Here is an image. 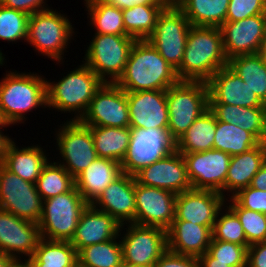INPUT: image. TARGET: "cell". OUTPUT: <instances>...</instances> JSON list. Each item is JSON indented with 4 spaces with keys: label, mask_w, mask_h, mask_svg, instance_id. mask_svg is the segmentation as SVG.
I'll return each instance as SVG.
<instances>
[{
    "label": "cell",
    "mask_w": 266,
    "mask_h": 267,
    "mask_svg": "<svg viewBox=\"0 0 266 267\" xmlns=\"http://www.w3.org/2000/svg\"><path fill=\"white\" fill-rule=\"evenodd\" d=\"M227 65L220 28L191 26L183 60L175 70L178 80L207 82Z\"/></svg>",
    "instance_id": "6da1fadb"
},
{
    "label": "cell",
    "mask_w": 266,
    "mask_h": 267,
    "mask_svg": "<svg viewBox=\"0 0 266 267\" xmlns=\"http://www.w3.org/2000/svg\"><path fill=\"white\" fill-rule=\"evenodd\" d=\"M178 81L175 69L147 40H136L115 83L126 92H137L167 90Z\"/></svg>",
    "instance_id": "7a4b0ae2"
},
{
    "label": "cell",
    "mask_w": 266,
    "mask_h": 267,
    "mask_svg": "<svg viewBox=\"0 0 266 267\" xmlns=\"http://www.w3.org/2000/svg\"><path fill=\"white\" fill-rule=\"evenodd\" d=\"M59 80L46 78L47 110L69 113L67 121H80L96 91L104 83L83 61Z\"/></svg>",
    "instance_id": "3957f363"
},
{
    "label": "cell",
    "mask_w": 266,
    "mask_h": 267,
    "mask_svg": "<svg viewBox=\"0 0 266 267\" xmlns=\"http://www.w3.org/2000/svg\"><path fill=\"white\" fill-rule=\"evenodd\" d=\"M5 72L0 80V109L12 126L25 124L29 112L47 108L46 77L14 69Z\"/></svg>",
    "instance_id": "277c9868"
},
{
    "label": "cell",
    "mask_w": 266,
    "mask_h": 267,
    "mask_svg": "<svg viewBox=\"0 0 266 267\" xmlns=\"http://www.w3.org/2000/svg\"><path fill=\"white\" fill-rule=\"evenodd\" d=\"M65 13L53 9L32 14L28 20L26 43L38 54L64 65V55L77 36L74 24ZM76 35V36H74ZM70 44V45H69Z\"/></svg>",
    "instance_id": "5b68a950"
},
{
    "label": "cell",
    "mask_w": 266,
    "mask_h": 267,
    "mask_svg": "<svg viewBox=\"0 0 266 267\" xmlns=\"http://www.w3.org/2000/svg\"><path fill=\"white\" fill-rule=\"evenodd\" d=\"M168 132L176 142L193 122L209 109V90L204 81H178L166 90Z\"/></svg>",
    "instance_id": "8992f818"
},
{
    "label": "cell",
    "mask_w": 266,
    "mask_h": 267,
    "mask_svg": "<svg viewBox=\"0 0 266 267\" xmlns=\"http://www.w3.org/2000/svg\"><path fill=\"white\" fill-rule=\"evenodd\" d=\"M89 41L83 62L103 82L115 83L123 74L136 39L129 35L94 33Z\"/></svg>",
    "instance_id": "52a82bcc"
},
{
    "label": "cell",
    "mask_w": 266,
    "mask_h": 267,
    "mask_svg": "<svg viewBox=\"0 0 266 267\" xmlns=\"http://www.w3.org/2000/svg\"><path fill=\"white\" fill-rule=\"evenodd\" d=\"M87 205L76 186L66 193L43 200L42 216L38 223L41 238L70 241Z\"/></svg>",
    "instance_id": "ba28073f"
},
{
    "label": "cell",
    "mask_w": 266,
    "mask_h": 267,
    "mask_svg": "<svg viewBox=\"0 0 266 267\" xmlns=\"http://www.w3.org/2000/svg\"><path fill=\"white\" fill-rule=\"evenodd\" d=\"M55 126V133L51 131L56 140L53 144H56V155H60L55 161L75 178L98 158L91 129L80 121L66 120Z\"/></svg>",
    "instance_id": "9c48e42d"
},
{
    "label": "cell",
    "mask_w": 266,
    "mask_h": 267,
    "mask_svg": "<svg viewBox=\"0 0 266 267\" xmlns=\"http://www.w3.org/2000/svg\"><path fill=\"white\" fill-rule=\"evenodd\" d=\"M191 26L182 10L171 1L160 13L154 31L146 40L176 70L183 60Z\"/></svg>",
    "instance_id": "30bf717a"
},
{
    "label": "cell",
    "mask_w": 266,
    "mask_h": 267,
    "mask_svg": "<svg viewBox=\"0 0 266 267\" xmlns=\"http://www.w3.org/2000/svg\"><path fill=\"white\" fill-rule=\"evenodd\" d=\"M119 237L123 262L131 265L153 266L167 251V230L160 227L128 223Z\"/></svg>",
    "instance_id": "8fae6325"
},
{
    "label": "cell",
    "mask_w": 266,
    "mask_h": 267,
    "mask_svg": "<svg viewBox=\"0 0 266 267\" xmlns=\"http://www.w3.org/2000/svg\"><path fill=\"white\" fill-rule=\"evenodd\" d=\"M175 149L176 142L168 129H132L127 153L120 163L122 171L134 176Z\"/></svg>",
    "instance_id": "7c38bea8"
},
{
    "label": "cell",
    "mask_w": 266,
    "mask_h": 267,
    "mask_svg": "<svg viewBox=\"0 0 266 267\" xmlns=\"http://www.w3.org/2000/svg\"><path fill=\"white\" fill-rule=\"evenodd\" d=\"M0 209L37 224L43 211V199L36 189V184L11 173L1 163Z\"/></svg>",
    "instance_id": "4fadbf2b"
},
{
    "label": "cell",
    "mask_w": 266,
    "mask_h": 267,
    "mask_svg": "<svg viewBox=\"0 0 266 267\" xmlns=\"http://www.w3.org/2000/svg\"><path fill=\"white\" fill-rule=\"evenodd\" d=\"M80 122L87 127H130L126 91L116 83L104 82Z\"/></svg>",
    "instance_id": "5bb4252c"
},
{
    "label": "cell",
    "mask_w": 266,
    "mask_h": 267,
    "mask_svg": "<svg viewBox=\"0 0 266 267\" xmlns=\"http://www.w3.org/2000/svg\"><path fill=\"white\" fill-rule=\"evenodd\" d=\"M193 189L210 190L225 197V180L231 156L220 150L182 154Z\"/></svg>",
    "instance_id": "9a60e30c"
},
{
    "label": "cell",
    "mask_w": 266,
    "mask_h": 267,
    "mask_svg": "<svg viewBox=\"0 0 266 267\" xmlns=\"http://www.w3.org/2000/svg\"><path fill=\"white\" fill-rule=\"evenodd\" d=\"M135 224L167 230L175 219L176 194L135 181Z\"/></svg>",
    "instance_id": "2e32d148"
},
{
    "label": "cell",
    "mask_w": 266,
    "mask_h": 267,
    "mask_svg": "<svg viewBox=\"0 0 266 267\" xmlns=\"http://www.w3.org/2000/svg\"><path fill=\"white\" fill-rule=\"evenodd\" d=\"M134 178L143 186L165 189L176 195L193 189L184 158L176 149L164 158L141 169L134 175Z\"/></svg>",
    "instance_id": "e0dca14e"
},
{
    "label": "cell",
    "mask_w": 266,
    "mask_h": 267,
    "mask_svg": "<svg viewBox=\"0 0 266 267\" xmlns=\"http://www.w3.org/2000/svg\"><path fill=\"white\" fill-rule=\"evenodd\" d=\"M41 239L37 223L0 209V252L10 258L29 259Z\"/></svg>",
    "instance_id": "ac0fdd59"
},
{
    "label": "cell",
    "mask_w": 266,
    "mask_h": 267,
    "mask_svg": "<svg viewBox=\"0 0 266 267\" xmlns=\"http://www.w3.org/2000/svg\"><path fill=\"white\" fill-rule=\"evenodd\" d=\"M130 128L168 129L166 90L126 92Z\"/></svg>",
    "instance_id": "d6986e66"
},
{
    "label": "cell",
    "mask_w": 266,
    "mask_h": 267,
    "mask_svg": "<svg viewBox=\"0 0 266 267\" xmlns=\"http://www.w3.org/2000/svg\"><path fill=\"white\" fill-rule=\"evenodd\" d=\"M220 30L228 60L238 55L256 54L266 31V13L235 22L226 21Z\"/></svg>",
    "instance_id": "ffe728a7"
},
{
    "label": "cell",
    "mask_w": 266,
    "mask_h": 267,
    "mask_svg": "<svg viewBox=\"0 0 266 267\" xmlns=\"http://www.w3.org/2000/svg\"><path fill=\"white\" fill-rule=\"evenodd\" d=\"M226 198L218 192L191 189L176 195L175 217L213 229Z\"/></svg>",
    "instance_id": "44dd1931"
},
{
    "label": "cell",
    "mask_w": 266,
    "mask_h": 267,
    "mask_svg": "<svg viewBox=\"0 0 266 267\" xmlns=\"http://www.w3.org/2000/svg\"><path fill=\"white\" fill-rule=\"evenodd\" d=\"M97 209L113 216L121 225L135 223V178L122 173L92 203Z\"/></svg>",
    "instance_id": "7402d4cb"
},
{
    "label": "cell",
    "mask_w": 266,
    "mask_h": 267,
    "mask_svg": "<svg viewBox=\"0 0 266 267\" xmlns=\"http://www.w3.org/2000/svg\"><path fill=\"white\" fill-rule=\"evenodd\" d=\"M209 104L239 107H266L248 85L228 66L219 69L208 81Z\"/></svg>",
    "instance_id": "603a6c76"
},
{
    "label": "cell",
    "mask_w": 266,
    "mask_h": 267,
    "mask_svg": "<svg viewBox=\"0 0 266 267\" xmlns=\"http://www.w3.org/2000/svg\"><path fill=\"white\" fill-rule=\"evenodd\" d=\"M121 224L110 214L92 204L82 212L77 228L69 241L77 253L87 246L110 241L119 235Z\"/></svg>",
    "instance_id": "cb8c5ba5"
},
{
    "label": "cell",
    "mask_w": 266,
    "mask_h": 267,
    "mask_svg": "<svg viewBox=\"0 0 266 267\" xmlns=\"http://www.w3.org/2000/svg\"><path fill=\"white\" fill-rule=\"evenodd\" d=\"M211 239L212 230L209 227L176 217L167 229V249L180 255L199 258L207 252Z\"/></svg>",
    "instance_id": "d4e9b609"
},
{
    "label": "cell",
    "mask_w": 266,
    "mask_h": 267,
    "mask_svg": "<svg viewBox=\"0 0 266 267\" xmlns=\"http://www.w3.org/2000/svg\"><path fill=\"white\" fill-rule=\"evenodd\" d=\"M14 139L7 145L2 165L11 173L16 174L23 180L36 183L43 166L51 159L40 144L34 143L26 146H18ZM43 147V148H42Z\"/></svg>",
    "instance_id": "484cf974"
},
{
    "label": "cell",
    "mask_w": 266,
    "mask_h": 267,
    "mask_svg": "<svg viewBox=\"0 0 266 267\" xmlns=\"http://www.w3.org/2000/svg\"><path fill=\"white\" fill-rule=\"evenodd\" d=\"M123 173L115 160L98 157L75 177V186L88 204H92L103 190Z\"/></svg>",
    "instance_id": "4316f807"
},
{
    "label": "cell",
    "mask_w": 266,
    "mask_h": 267,
    "mask_svg": "<svg viewBox=\"0 0 266 267\" xmlns=\"http://www.w3.org/2000/svg\"><path fill=\"white\" fill-rule=\"evenodd\" d=\"M265 161L266 142H261L247 152L231 156L225 180V198H230L239 190L250 186L252 178Z\"/></svg>",
    "instance_id": "83f0119b"
},
{
    "label": "cell",
    "mask_w": 266,
    "mask_h": 267,
    "mask_svg": "<svg viewBox=\"0 0 266 267\" xmlns=\"http://www.w3.org/2000/svg\"><path fill=\"white\" fill-rule=\"evenodd\" d=\"M217 121L237 125L266 142V107H239L228 104H209Z\"/></svg>",
    "instance_id": "f1b7e54d"
},
{
    "label": "cell",
    "mask_w": 266,
    "mask_h": 267,
    "mask_svg": "<svg viewBox=\"0 0 266 267\" xmlns=\"http://www.w3.org/2000/svg\"><path fill=\"white\" fill-rule=\"evenodd\" d=\"M192 26L221 27L230 0H172Z\"/></svg>",
    "instance_id": "f546056e"
},
{
    "label": "cell",
    "mask_w": 266,
    "mask_h": 267,
    "mask_svg": "<svg viewBox=\"0 0 266 267\" xmlns=\"http://www.w3.org/2000/svg\"><path fill=\"white\" fill-rule=\"evenodd\" d=\"M216 126V117L208 109L176 141V150L181 154H189L213 149Z\"/></svg>",
    "instance_id": "4dcf8cb0"
},
{
    "label": "cell",
    "mask_w": 266,
    "mask_h": 267,
    "mask_svg": "<svg viewBox=\"0 0 266 267\" xmlns=\"http://www.w3.org/2000/svg\"><path fill=\"white\" fill-rule=\"evenodd\" d=\"M89 18L87 25L95 29L94 33L128 35L123 23L122 9L106 0H83Z\"/></svg>",
    "instance_id": "1f68e13d"
},
{
    "label": "cell",
    "mask_w": 266,
    "mask_h": 267,
    "mask_svg": "<svg viewBox=\"0 0 266 267\" xmlns=\"http://www.w3.org/2000/svg\"><path fill=\"white\" fill-rule=\"evenodd\" d=\"M89 128L97 156L121 163L127 153L132 129L130 127Z\"/></svg>",
    "instance_id": "d6a6232c"
},
{
    "label": "cell",
    "mask_w": 266,
    "mask_h": 267,
    "mask_svg": "<svg viewBox=\"0 0 266 267\" xmlns=\"http://www.w3.org/2000/svg\"><path fill=\"white\" fill-rule=\"evenodd\" d=\"M266 105V64L256 54L238 55L227 65Z\"/></svg>",
    "instance_id": "836d02e7"
},
{
    "label": "cell",
    "mask_w": 266,
    "mask_h": 267,
    "mask_svg": "<svg viewBox=\"0 0 266 267\" xmlns=\"http://www.w3.org/2000/svg\"><path fill=\"white\" fill-rule=\"evenodd\" d=\"M29 259L33 267H73L78 261L77 251L69 241L43 238Z\"/></svg>",
    "instance_id": "e575fe53"
},
{
    "label": "cell",
    "mask_w": 266,
    "mask_h": 267,
    "mask_svg": "<svg viewBox=\"0 0 266 267\" xmlns=\"http://www.w3.org/2000/svg\"><path fill=\"white\" fill-rule=\"evenodd\" d=\"M167 5L137 4L123 9V23L126 33L136 40H146L154 31L157 19Z\"/></svg>",
    "instance_id": "d590c367"
},
{
    "label": "cell",
    "mask_w": 266,
    "mask_h": 267,
    "mask_svg": "<svg viewBox=\"0 0 266 267\" xmlns=\"http://www.w3.org/2000/svg\"><path fill=\"white\" fill-rule=\"evenodd\" d=\"M260 143L252 133L243 130L239 126L217 121L213 149L234 156L247 152Z\"/></svg>",
    "instance_id": "8d00e7d4"
},
{
    "label": "cell",
    "mask_w": 266,
    "mask_h": 267,
    "mask_svg": "<svg viewBox=\"0 0 266 267\" xmlns=\"http://www.w3.org/2000/svg\"><path fill=\"white\" fill-rule=\"evenodd\" d=\"M54 159L56 158L49 159L43 166L35 183L43 200L66 193L75 186V179Z\"/></svg>",
    "instance_id": "74e56055"
},
{
    "label": "cell",
    "mask_w": 266,
    "mask_h": 267,
    "mask_svg": "<svg viewBox=\"0 0 266 267\" xmlns=\"http://www.w3.org/2000/svg\"><path fill=\"white\" fill-rule=\"evenodd\" d=\"M77 257L78 262L85 267H121L123 255L120 237L118 235L110 241L82 248Z\"/></svg>",
    "instance_id": "f35d334b"
},
{
    "label": "cell",
    "mask_w": 266,
    "mask_h": 267,
    "mask_svg": "<svg viewBox=\"0 0 266 267\" xmlns=\"http://www.w3.org/2000/svg\"><path fill=\"white\" fill-rule=\"evenodd\" d=\"M225 204L237 215L245 236L247 246L258 242H266V215L241 207L232 197Z\"/></svg>",
    "instance_id": "ab89813d"
},
{
    "label": "cell",
    "mask_w": 266,
    "mask_h": 267,
    "mask_svg": "<svg viewBox=\"0 0 266 267\" xmlns=\"http://www.w3.org/2000/svg\"><path fill=\"white\" fill-rule=\"evenodd\" d=\"M212 239L247 246V238L237 215L226 205L219 210L212 229Z\"/></svg>",
    "instance_id": "60d3db41"
},
{
    "label": "cell",
    "mask_w": 266,
    "mask_h": 267,
    "mask_svg": "<svg viewBox=\"0 0 266 267\" xmlns=\"http://www.w3.org/2000/svg\"><path fill=\"white\" fill-rule=\"evenodd\" d=\"M29 15L0 5V39L18 43L27 39Z\"/></svg>",
    "instance_id": "b9f144b4"
},
{
    "label": "cell",
    "mask_w": 266,
    "mask_h": 267,
    "mask_svg": "<svg viewBox=\"0 0 266 267\" xmlns=\"http://www.w3.org/2000/svg\"><path fill=\"white\" fill-rule=\"evenodd\" d=\"M247 250L248 246L211 239L207 252L213 257V263L247 267Z\"/></svg>",
    "instance_id": "7bdbcfd3"
},
{
    "label": "cell",
    "mask_w": 266,
    "mask_h": 267,
    "mask_svg": "<svg viewBox=\"0 0 266 267\" xmlns=\"http://www.w3.org/2000/svg\"><path fill=\"white\" fill-rule=\"evenodd\" d=\"M266 13V0H230L226 21L235 22Z\"/></svg>",
    "instance_id": "ee69618b"
},
{
    "label": "cell",
    "mask_w": 266,
    "mask_h": 267,
    "mask_svg": "<svg viewBox=\"0 0 266 267\" xmlns=\"http://www.w3.org/2000/svg\"><path fill=\"white\" fill-rule=\"evenodd\" d=\"M232 198L243 208L266 215V190L250 186L239 190Z\"/></svg>",
    "instance_id": "f6af8a7d"
},
{
    "label": "cell",
    "mask_w": 266,
    "mask_h": 267,
    "mask_svg": "<svg viewBox=\"0 0 266 267\" xmlns=\"http://www.w3.org/2000/svg\"><path fill=\"white\" fill-rule=\"evenodd\" d=\"M152 267H201L198 257L180 255L167 251Z\"/></svg>",
    "instance_id": "bcb514c9"
},
{
    "label": "cell",
    "mask_w": 266,
    "mask_h": 267,
    "mask_svg": "<svg viewBox=\"0 0 266 267\" xmlns=\"http://www.w3.org/2000/svg\"><path fill=\"white\" fill-rule=\"evenodd\" d=\"M47 0H4L3 6L24 12L31 16L32 14L50 9Z\"/></svg>",
    "instance_id": "7dc6e473"
},
{
    "label": "cell",
    "mask_w": 266,
    "mask_h": 267,
    "mask_svg": "<svg viewBox=\"0 0 266 267\" xmlns=\"http://www.w3.org/2000/svg\"><path fill=\"white\" fill-rule=\"evenodd\" d=\"M247 267H266V242L254 243L248 247Z\"/></svg>",
    "instance_id": "c3c4849f"
},
{
    "label": "cell",
    "mask_w": 266,
    "mask_h": 267,
    "mask_svg": "<svg viewBox=\"0 0 266 267\" xmlns=\"http://www.w3.org/2000/svg\"><path fill=\"white\" fill-rule=\"evenodd\" d=\"M119 9H128L137 4L168 5L172 0H106Z\"/></svg>",
    "instance_id": "681fc988"
},
{
    "label": "cell",
    "mask_w": 266,
    "mask_h": 267,
    "mask_svg": "<svg viewBox=\"0 0 266 267\" xmlns=\"http://www.w3.org/2000/svg\"><path fill=\"white\" fill-rule=\"evenodd\" d=\"M250 187L259 190H266V161L262 164L259 171L252 178Z\"/></svg>",
    "instance_id": "f907efd6"
},
{
    "label": "cell",
    "mask_w": 266,
    "mask_h": 267,
    "mask_svg": "<svg viewBox=\"0 0 266 267\" xmlns=\"http://www.w3.org/2000/svg\"><path fill=\"white\" fill-rule=\"evenodd\" d=\"M199 261L201 267H231L227 264L213 263V257L208 252L200 256Z\"/></svg>",
    "instance_id": "816d5d0a"
},
{
    "label": "cell",
    "mask_w": 266,
    "mask_h": 267,
    "mask_svg": "<svg viewBox=\"0 0 266 267\" xmlns=\"http://www.w3.org/2000/svg\"><path fill=\"white\" fill-rule=\"evenodd\" d=\"M4 267H33L30 259L10 258Z\"/></svg>",
    "instance_id": "f5cc1de1"
},
{
    "label": "cell",
    "mask_w": 266,
    "mask_h": 267,
    "mask_svg": "<svg viewBox=\"0 0 266 267\" xmlns=\"http://www.w3.org/2000/svg\"><path fill=\"white\" fill-rule=\"evenodd\" d=\"M5 131H0V163H2L7 145L14 139L9 137V134H4Z\"/></svg>",
    "instance_id": "db71d44e"
},
{
    "label": "cell",
    "mask_w": 266,
    "mask_h": 267,
    "mask_svg": "<svg viewBox=\"0 0 266 267\" xmlns=\"http://www.w3.org/2000/svg\"><path fill=\"white\" fill-rule=\"evenodd\" d=\"M260 58L263 60V62L266 64V31H265V35L261 41L258 53H257Z\"/></svg>",
    "instance_id": "11a10c76"
},
{
    "label": "cell",
    "mask_w": 266,
    "mask_h": 267,
    "mask_svg": "<svg viewBox=\"0 0 266 267\" xmlns=\"http://www.w3.org/2000/svg\"><path fill=\"white\" fill-rule=\"evenodd\" d=\"M11 123L5 117L3 111L0 109V131H7V128L11 127ZM6 127V128H5Z\"/></svg>",
    "instance_id": "9f6ffc18"
},
{
    "label": "cell",
    "mask_w": 266,
    "mask_h": 267,
    "mask_svg": "<svg viewBox=\"0 0 266 267\" xmlns=\"http://www.w3.org/2000/svg\"><path fill=\"white\" fill-rule=\"evenodd\" d=\"M10 257L2 252H0V267H4Z\"/></svg>",
    "instance_id": "6f0895ef"
},
{
    "label": "cell",
    "mask_w": 266,
    "mask_h": 267,
    "mask_svg": "<svg viewBox=\"0 0 266 267\" xmlns=\"http://www.w3.org/2000/svg\"><path fill=\"white\" fill-rule=\"evenodd\" d=\"M1 49V48H0ZM5 55L2 53V50H0V66H4L7 59H5Z\"/></svg>",
    "instance_id": "680465c9"
},
{
    "label": "cell",
    "mask_w": 266,
    "mask_h": 267,
    "mask_svg": "<svg viewBox=\"0 0 266 267\" xmlns=\"http://www.w3.org/2000/svg\"><path fill=\"white\" fill-rule=\"evenodd\" d=\"M121 267H152V266H144V265H131V264H128L126 262H123L121 264Z\"/></svg>",
    "instance_id": "91938a15"
},
{
    "label": "cell",
    "mask_w": 266,
    "mask_h": 267,
    "mask_svg": "<svg viewBox=\"0 0 266 267\" xmlns=\"http://www.w3.org/2000/svg\"><path fill=\"white\" fill-rule=\"evenodd\" d=\"M73 267H85V266L81 265V264L77 261V263H76Z\"/></svg>",
    "instance_id": "94428289"
},
{
    "label": "cell",
    "mask_w": 266,
    "mask_h": 267,
    "mask_svg": "<svg viewBox=\"0 0 266 267\" xmlns=\"http://www.w3.org/2000/svg\"><path fill=\"white\" fill-rule=\"evenodd\" d=\"M3 2H4V0H0V5H2V4H3Z\"/></svg>",
    "instance_id": "6125c7cd"
}]
</instances>
